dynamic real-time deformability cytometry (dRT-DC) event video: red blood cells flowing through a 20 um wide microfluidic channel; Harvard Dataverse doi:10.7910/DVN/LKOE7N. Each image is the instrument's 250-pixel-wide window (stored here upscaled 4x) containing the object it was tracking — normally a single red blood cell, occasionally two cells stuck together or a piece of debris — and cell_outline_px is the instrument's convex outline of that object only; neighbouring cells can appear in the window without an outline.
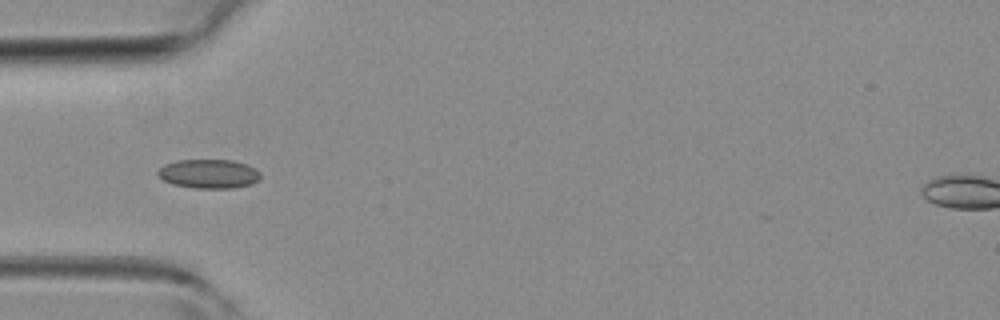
{"species": "common noctule bat (a hibernating species)", "species_latin": "Nyctalus noctula", "temperature_condition": "room temperature", "stored_images_in_passage": 4, "camera_frame_rate_fps": 3000, "um_per_image_px": 0.085, "animal": {"sex": "female", "body_mass_g": 19.3, "forearm_length_mm": 54.1}, "frame": {"image": 1, "passage_image": 3, "time_ms": 2.333, "image_size_px": [1000, 320], "cell_outline_px": [[260, 176], [252, 184], [236, 188], [192, 188], [172, 184], [164, 180], [156, 172], [164, 164], [176, 160], [232, 160], [248, 164], [260, 172]], "centroid_in_image_um": [17.75, 14.77], "position_along_channel_um": 67.3, "area_um2": 17.46}}
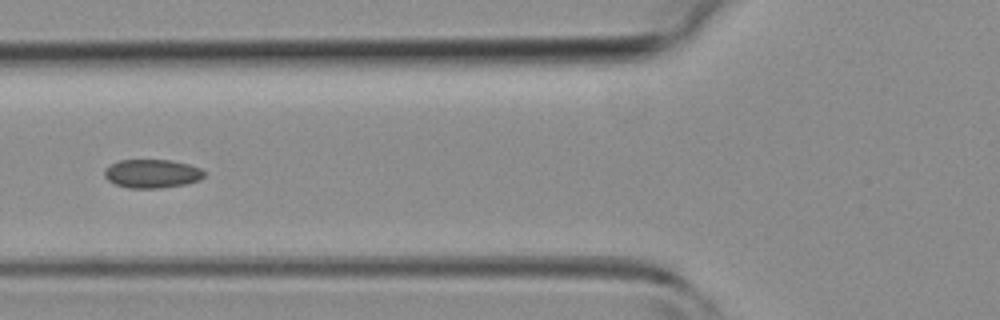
{"frame": {"image": 2, "passage_image": 4, "time_ms": 3.333, "image_size_px": [1000, 320], "cell_outline_px": [[204, 176], [200, 180], [188, 184], [160, 188], [128, 188], [116, 184], [108, 180], [104, 176], [104, 172], [112, 164], [120, 160], [168, 160], [188, 164], [200, 168], [204, 172]], "centroid_in_image_um": [12.95, 14.77], "position_along_channel_um": 112.9, "area_um2": 16.53}}